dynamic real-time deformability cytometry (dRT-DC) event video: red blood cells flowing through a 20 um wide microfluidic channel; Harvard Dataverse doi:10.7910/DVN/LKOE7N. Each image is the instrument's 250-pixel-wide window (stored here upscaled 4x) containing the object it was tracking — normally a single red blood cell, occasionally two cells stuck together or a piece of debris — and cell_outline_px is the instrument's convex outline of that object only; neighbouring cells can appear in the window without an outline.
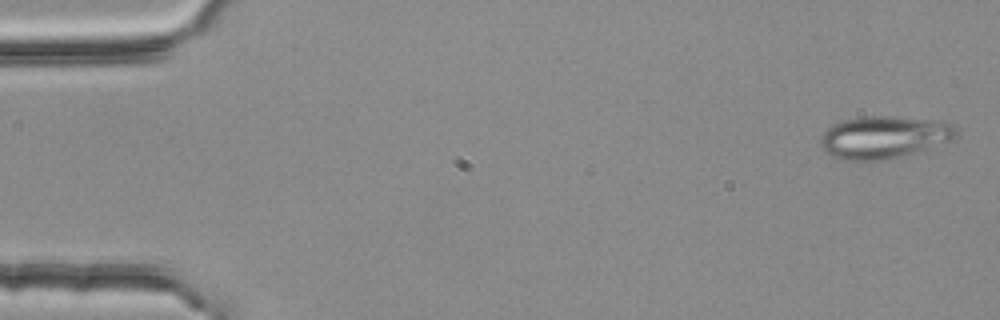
{"species": "common noctule bat (a hibernating species)", "species_latin": "Nyctalus noctula", "temperature_condition": "room temperature", "stored_images_in_passage": 4, "camera_frame_rate_fps": 3000, "um_per_image_px": 0.085, "animal": {"sex": "female", "body_mass_g": 25.1}, "frame": {"image": 1, "passage_image": 1, "time_ms": 0.0, "image_size_px": [1000, 320], "cell_outline_px": [[960, 136], [952, 140], [900, 156], [880, 160], [844, 160], [832, 156], [820, 144], [820, 136], [832, 124], [844, 120], [868, 116], [884, 116], [936, 120], [952, 124], [956, 128]], "centroid_in_image_um": [75.14, 11.65], "position_along_channel_um": 9.9, "area_um2": 33.12}}